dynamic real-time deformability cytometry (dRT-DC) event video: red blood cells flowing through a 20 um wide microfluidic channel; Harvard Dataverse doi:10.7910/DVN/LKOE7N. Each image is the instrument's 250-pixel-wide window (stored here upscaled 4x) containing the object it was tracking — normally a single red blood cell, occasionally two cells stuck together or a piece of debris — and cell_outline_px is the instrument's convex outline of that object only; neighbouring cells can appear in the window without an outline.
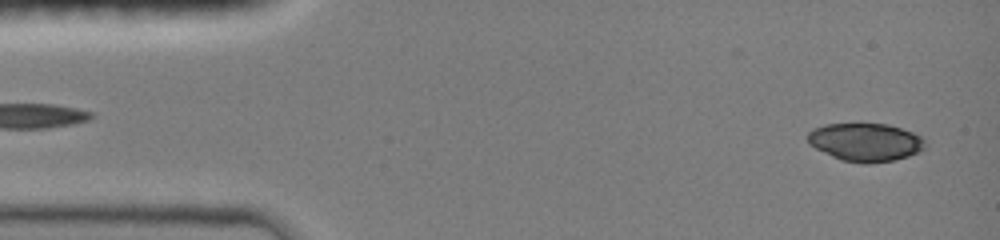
{"species": "common noctule bat (a hibernating species)", "species_latin": "Nyctalus noctula", "temperature_condition": "room temperature", "stored_images_in_passage": 24, "camera_frame_rate_fps": 3000, "um_per_image_px": 0.085, "animal": {"sex": "female", "body_mass_g": 19.0, "forearm_length_mm": 51.5}, "frame": {"image": 1, "passage_image": 2, "time_ms": 0.333, "image_size_px": [1000, 240], "cell_outline_px": [[928, 144], [920, 152], [896, 160], [868, 164], [864, 164], [840, 160], [808, 144], [808, 132], [812, 128], [824, 124], [888, 124], [912, 132], [920, 136]], "centroid_in_image_um": [73.57, 12.09], "position_along_channel_um": 11.4, "area_um2": 26.3}}
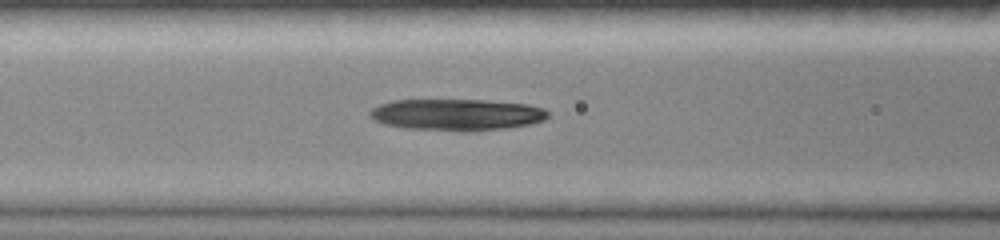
{"frame": {"image": 2, "passage_image": 15, "time_ms": 4.667, "image_size_px": [1000, 240], "cell_outline_px": [[548, 116], [544, 120], [532, 124], [508, 128], [404, 128], [384, 124], [368, 116], [368, 112], [372, 108], [380, 104], [392, 100], [484, 100], [528, 104], [544, 108], [548, 112]], "centroid_in_image_um": [38.82, 9.69], "position_along_channel_um": 127.8, "area_um2": 31.62}}
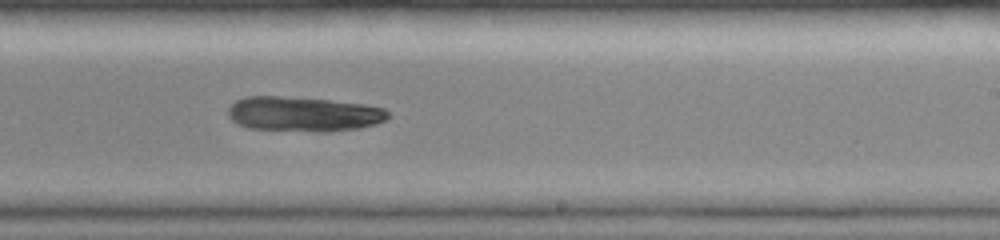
{"frame": {"image": 3, "passage_image": 24, "time_ms": 7.667, "image_size_px": [1000, 240], "cell_outline_px": [[388, 116], [384, 120], [376, 124], [356, 128], [328, 132], [324, 132], [248, 128], [232, 120], [228, 116], [228, 108], [236, 100], [244, 96], [276, 96], [328, 100], [364, 104], [384, 108], [388, 112]], "centroid_in_image_um": [25.77, 9.69], "position_along_channel_um": 263.2, "area_um2": 32.19}}